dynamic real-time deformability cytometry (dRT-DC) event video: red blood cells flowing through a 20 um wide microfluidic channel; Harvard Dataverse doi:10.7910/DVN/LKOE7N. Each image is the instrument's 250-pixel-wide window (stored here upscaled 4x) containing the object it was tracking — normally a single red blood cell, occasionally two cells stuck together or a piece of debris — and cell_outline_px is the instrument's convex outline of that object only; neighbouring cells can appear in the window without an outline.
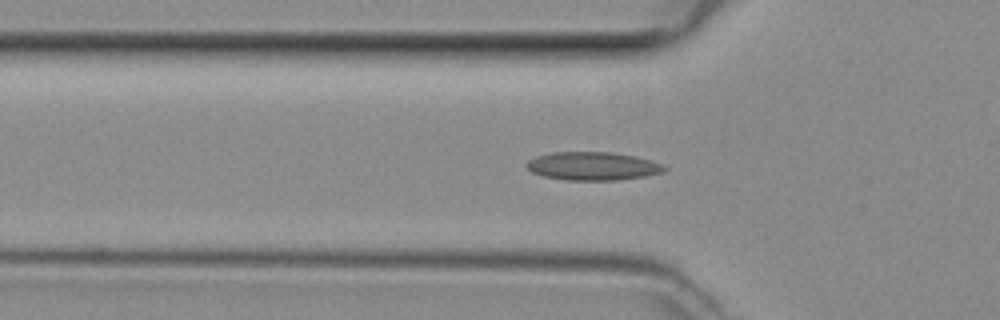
{"species": "common noctule bat (a hibernating species)", "species_latin": "Nyctalus noctula", "temperature_condition": "room temperature", "stored_images_in_passage": 37, "camera_frame_rate_fps": 3000, "um_per_image_px": 0.085, "animal": {"sex": "female", "body_mass_g": 29.2, "forearm_length_mm": 56.3}, "frame": {"image": 1, "passage_image": 15, "time_ms": 4.667, "image_size_px": [1000, 320], "cell_outline_px": [[668, 168], [664, 172], [644, 176], [616, 180], [564, 180], [544, 176], [532, 172], [524, 164], [528, 160], [536, 156], [552, 152], [612, 152], [636, 156], [660, 164]], "centroid_in_image_um": [50.35, 14.11], "position_along_channel_um": 75.4, "area_um2": 22.66}}
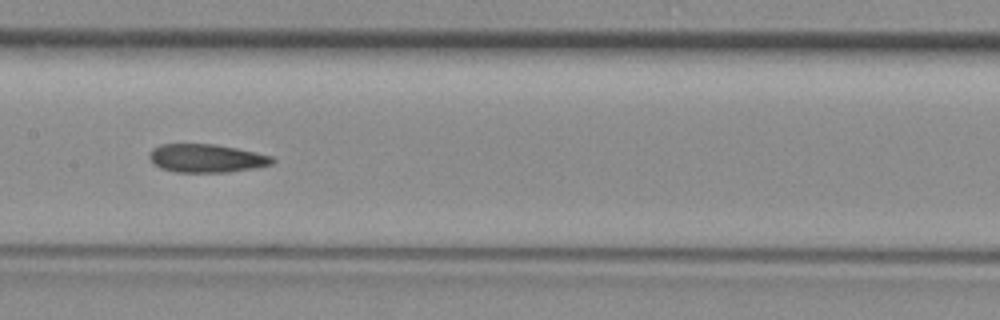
{"frame": {"image": 2, "passage_image": 23, "time_ms": 7.333, "image_size_px": [1000, 320], "cell_outline_px": [[276, 160], [272, 164], [252, 168], [228, 172], [176, 172], [160, 168], [152, 164], [148, 156], [148, 152], [152, 148], [160, 144], [216, 144], [256, 152], [272, 156]], "centroid_in_image_um": [17.5, 13.45], "position_along_channel_um": 189.9, "area_um2": 20.46}}
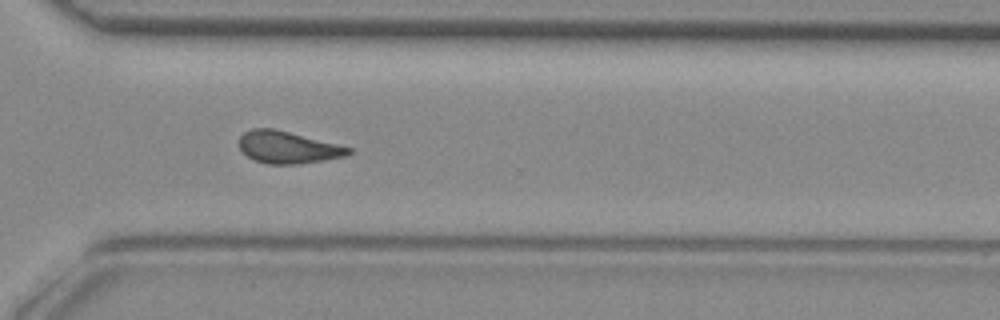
{"frame": {"image": 3, "passage_image": 34, "time_ms": 11.0, "image_size_px": [1000, 320], "cell_outline_px": [[352, 152], [348, 156], [300, 164], [268, 164], [256, 160], [248, 156], [240, 148], [240, 136], [244, 132], [252, 128], [272, 128], [352, 148]], "centroid_in_image_um": [24.48, 12.53], "position_along_channel_um": 346.1, "area_um2": 20.17}}